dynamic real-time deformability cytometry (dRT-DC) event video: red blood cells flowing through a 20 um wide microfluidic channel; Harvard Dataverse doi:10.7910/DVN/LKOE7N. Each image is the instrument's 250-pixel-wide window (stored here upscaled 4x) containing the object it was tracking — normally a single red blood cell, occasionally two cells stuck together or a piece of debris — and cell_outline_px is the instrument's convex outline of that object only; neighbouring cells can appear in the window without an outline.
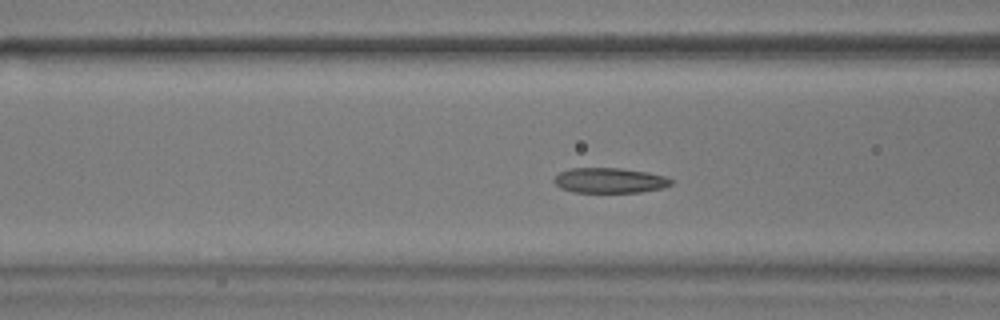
{"species": "common noctule bat (a hibernating species)", "species_latin": "Nyctalus noctula", "temperature_condition": "warm", "stored_images_in_passage": 54, "camera_frame_rate_fps": 3000, "um_per_image_px": 0.085, "animal": {"sex": "male", "body_mass_g": 17.9}, "frame": {"image": 1, "passage_image": 19, "time_ms": 6.0, "image_size_px": [1000, 320], "cell_outline_px": [[672, 184], [664, 188], [640, 192], [572, 192], [560, 188], [552, 180], [560, 172], [572, 168], [620, 168], [648, 172], [664, 176], [672, 180]], "centroid_in_image_um": [51.82, 15.34], "position_along_channel_um": 114.8, "area_um2": 17.17}}
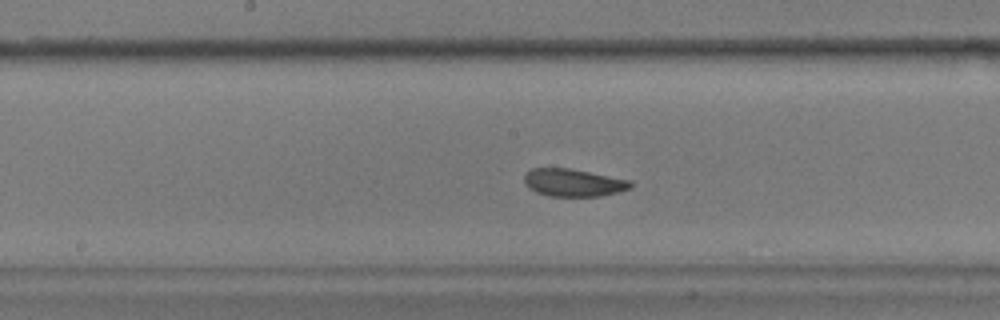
{"frame": {"image": 2, "passage_image": 26, "time_ms": 8.333, "image_size_px": [1000, 320], "cell_outline_px": [[632, 188], [600, 196], [548, 196], [536, 192], [528, 188], [524, 184], [524, 176], [532, 168], [568, 168], [632, 180]], "centroid_in_image_um": [48.73, 15.53], "position_along_channel_um": 199.5, "area_um2": 17.11}}
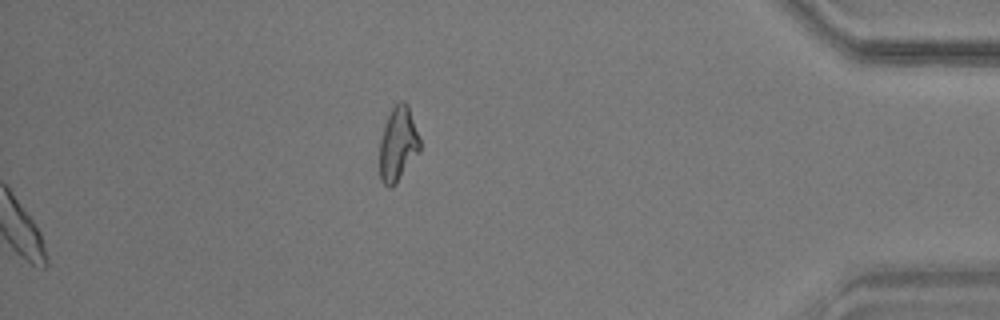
{"frame": {"image": 3, "passage_image": 54, "time_ms": 17.667, "image_size_px": [1000, 320], "cell_outline_px": [[420, 152], [396, 184], [392, 188], [388, 188], [380, 180], [380, 140], [384, 124], [392, 108], [400, 100], [404, 100], [408, 104], [420, 140]], "centroid_in_image_um": [33.83, 12.27], "position_along_channel_um": 401.4, "area_um2": 17.63}, "authors_computed_cell_mechanics": {"area_um2": 17.6868, "velocity_mm_per_s": 3.6239, "shape_relaxation_time_tau1_ms": 2.9865, "shape_relaxation_time_tau2_ms": 1.3476, "deformation_change_tau1": 0.0948, "deformation_change_tau2": 0.0616}}